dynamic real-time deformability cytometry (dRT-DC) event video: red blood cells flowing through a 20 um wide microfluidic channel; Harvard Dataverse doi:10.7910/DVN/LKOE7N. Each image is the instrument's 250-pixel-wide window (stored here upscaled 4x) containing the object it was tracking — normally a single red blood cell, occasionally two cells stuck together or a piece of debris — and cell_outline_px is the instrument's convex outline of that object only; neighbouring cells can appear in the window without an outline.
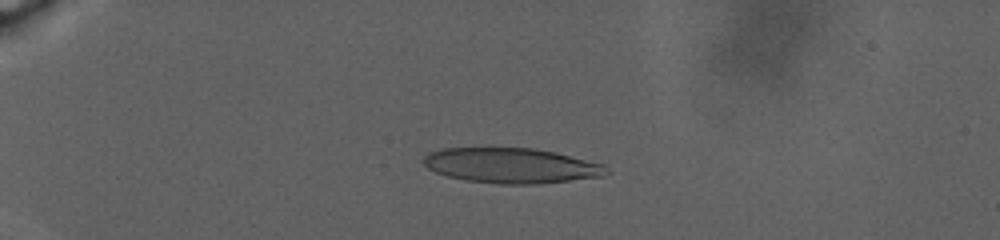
{"species": "human", "species_latin": "Homo sapiens", "temperature_condition": "warm", "stored_images_in_passage": 20, "camera_frame_rate_fps": 3000, "um_per_image_px": 0.085, "donor": {"sex": "male"}, "frame": {"image": 1, "passage_image": 8, "time_ms": 7.333, "image_size_px": [1000, 240], "cell_outline_px": [[612, 172], [604, 176], [540, 184], [500, 184], [464, 180], [448, 176], [436, 172], [428, 168], [424, 164], [424, 156], [432, 152], [444, 148], [488, 144], [492, 144], [532, 148], [556, 152], [604, 164]], "centroid_in_image_um": [43.46, 14.02], "position_along_channel_um": 41.5, "area_um2": 38.9}}
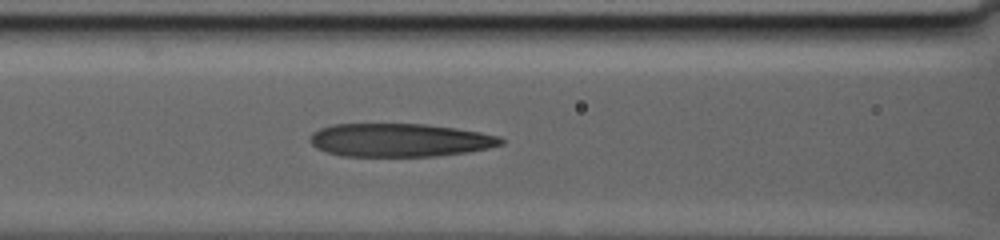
{"frame": {"image": 2, "passage_image": 15, "time_ms": 13.667, "image_size_px": [1000, 240], "cell_outline_px": [[504, 144], [488, 148], [468, 152], [436, 156], [340, 156], [316, 148], [308, 140], [312, 132], [320, 128], [332, 124], [428, 124], [456, 128], [480, 132], [500, 136], [504, 140]], "centroid_in_image_um": [33.98, 11.91], "position_along_channel_um": 132.6, "area_um2": 37.28}}
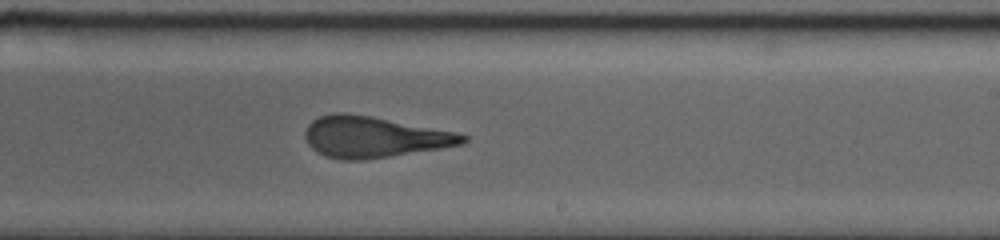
{"frame": {"image": 3, "passage_image": 20, "time_ms": 18.667, "image_size_px": [1000, 240], "cell_outline_px": [[468, 140], [464, 144], [440, 148], [388, 156], [360, 160], [340, 160], [324, 156], [316, 152], [308, 144], [304, 136], [304, 132], [308, 124], [312, 120], [320, 116], [332, 112], [344, 112], [372, 116], [456, 132], [468, 136]], "centroid_in_image_um": [31.74, 11.63], "position_along_channel_um": 257.3, "area_um2": 37.8}}